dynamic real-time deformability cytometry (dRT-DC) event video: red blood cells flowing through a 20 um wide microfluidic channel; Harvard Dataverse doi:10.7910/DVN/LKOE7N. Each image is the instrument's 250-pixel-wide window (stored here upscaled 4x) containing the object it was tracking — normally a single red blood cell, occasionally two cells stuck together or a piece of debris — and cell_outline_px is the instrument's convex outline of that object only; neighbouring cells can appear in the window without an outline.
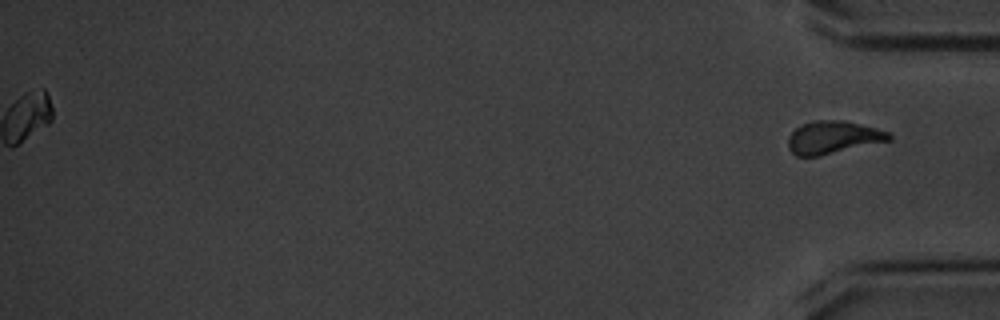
{"species": "common noctule bat (a hibernating species)", "species_latin": "Nyctalus noctula", "temperature_condition": "cold", "stored_images_in_passage": 58, "segment_of_instrument_passage": [2, 2], "camera_frame_rate_fps": 3000, "um_per_image_px": 0.085, "animal": {"sex": "male", "body_mass_g": 20.1, "forearm_length_mm": 53.5}, "frame": {"image": 1, "passage_image": 58, "time_ms": 19.0, "image_size_px": [1000, 320], "cell_outline_px": [[892, 140], [820, 156], [796, 156], [788, 148], [788, 136], [800, 124], [812, 120], [844, 120], [876, 128], [888, 132], [892, 136]], "centroid_in_image_um": [70.79, 11.67], "position_along_channel_um": 364.4, "area_um2": 19.42}}